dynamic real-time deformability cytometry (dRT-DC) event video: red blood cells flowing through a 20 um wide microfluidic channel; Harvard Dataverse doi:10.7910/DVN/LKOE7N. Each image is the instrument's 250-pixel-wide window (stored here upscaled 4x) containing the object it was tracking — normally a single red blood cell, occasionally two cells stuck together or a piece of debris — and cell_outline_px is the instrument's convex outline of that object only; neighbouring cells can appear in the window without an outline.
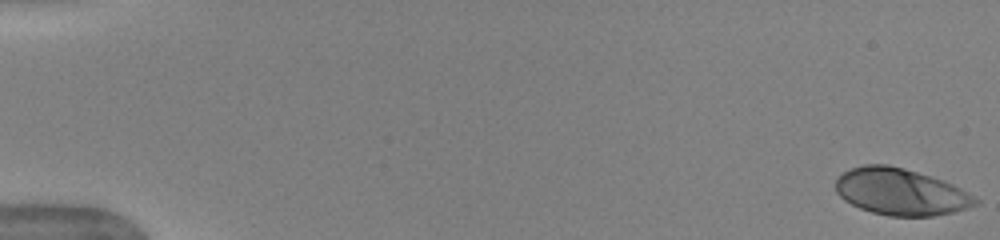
{"species": "human", "species_latin": "Homo sapiens", "temperature_condition": "warm", "stored_images_in_passage": 52, "camera_frame_rate_fps": 3000, "um_per_image_px": 0.085, "donor": {"sex": "female"}, "frame": {"image": 1, "passage_image": 1, "time_ms": 0.0, "image_size_px": [1000, 240], "cell_outline_px": [[980, 204], [968, 208], [952, 212], [932, 216], [888, 216], [872, 212], [860, 208], [844, 200], [836, 192], [836, 176], [852, 168], [864, 164], [888, 164], [904, 168], [932, 176], [944, 180], [960, 188], [980, 200]], "centroid_in_image_um": [76.56, 16.3], "position_along_channel_um": 8.4, "area_um2": 38.15}}
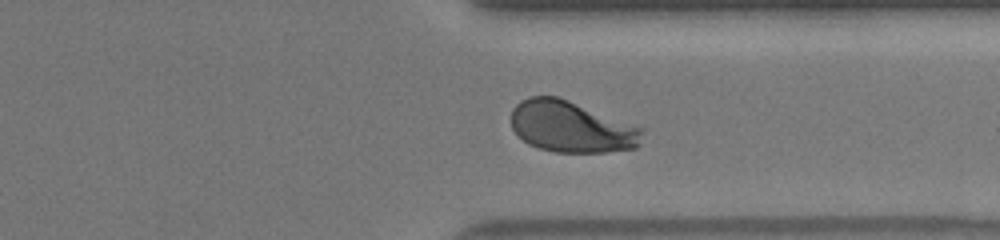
{"frame": {"image": 2, "passage_image": 41, "time_ms": 13.333, "image_size_px": [1000, 240], "cell_outline_px": [[644, 128], [640, 144], [636, 148], [604, 152], [556, 152], [540, 148], [528, 144], [512, 128], [512, 108], [520, 100], [528, 96], [556, 96], [568, 100]], "centroid_in_image_um": [48.57, 10.78], "position_along_channel_um": 362.8, "area_um2": 39.07}}
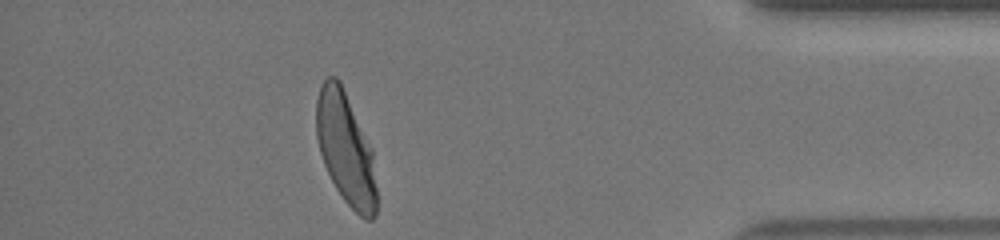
{"frame": {"image": 3, "passage_image": 47, "time_ms": 15.333, "image_size_px": [1000, 240], "cell_outline_px": [[376, 216], [372, 220], [368, 220], [360, 216], [344, 200], [336, 188], [324, 164], [320, 152], [316, 136], [316, 100], [320, 88], [324, 80], [328, 76], [336, 76], [340, 80], [372, 148], [376, 188]], "centroid_in_image_um": [29.38, 12.62], "position_along_channel_um": 405.8, "area_um2": 39.25}, "authors_computed_cell_mechanics": {"area_um2": 38.9283, "velocity_mm_per_s": 3.9184, "shape_relaxation_time_tau1_ms": 2.652, "shape_relaxation_time_tau2_ms": null, "deformation_change_tau1": 0.1723, "deformation_change_tau2": null}}